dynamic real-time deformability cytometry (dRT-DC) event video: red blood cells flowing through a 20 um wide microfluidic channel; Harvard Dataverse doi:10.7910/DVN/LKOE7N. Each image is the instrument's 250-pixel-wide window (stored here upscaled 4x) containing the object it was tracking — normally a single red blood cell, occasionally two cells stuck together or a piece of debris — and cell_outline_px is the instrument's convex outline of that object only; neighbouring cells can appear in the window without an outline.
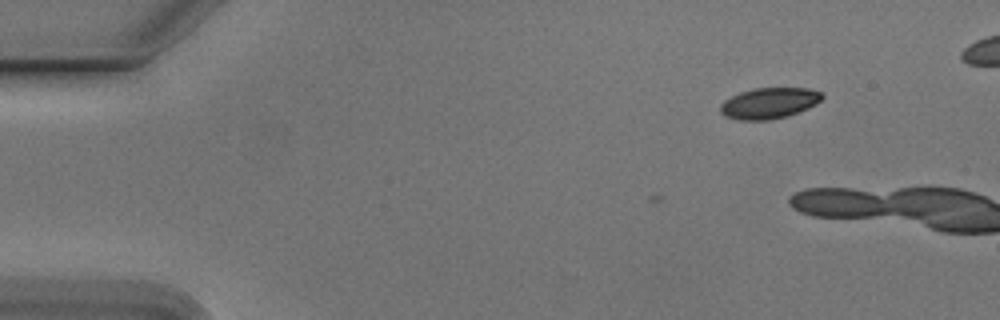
{"species": "Egyptian fruit bat (a non-hibernating species)", "species_latin": "Rousettus aegyptiacus", "temperature_condition": "cold", "stored_images_in_passage": 2, "camera_frame_rate_fps": 3000, "um_per_image_px": 0.085, "animal": {"sex": "male"}, "frame": {"image": 1, "passage_image": 2, "time_ms": 0.333, "image_size_px": [1000, 320], "cell_outline_px": [[824, 96], [816, 104], [808, 108], [788, 116], [768, 120], [736, 120], [724, 116], [720, 112], [720, 104], [724, 100], [740, 92], [756, 88], [808, 88], [820, 92]], "centroid_in_image_um": [65.35, 8.78], "position_along_channel_um": 19.6, "area_um2": 18.38}}